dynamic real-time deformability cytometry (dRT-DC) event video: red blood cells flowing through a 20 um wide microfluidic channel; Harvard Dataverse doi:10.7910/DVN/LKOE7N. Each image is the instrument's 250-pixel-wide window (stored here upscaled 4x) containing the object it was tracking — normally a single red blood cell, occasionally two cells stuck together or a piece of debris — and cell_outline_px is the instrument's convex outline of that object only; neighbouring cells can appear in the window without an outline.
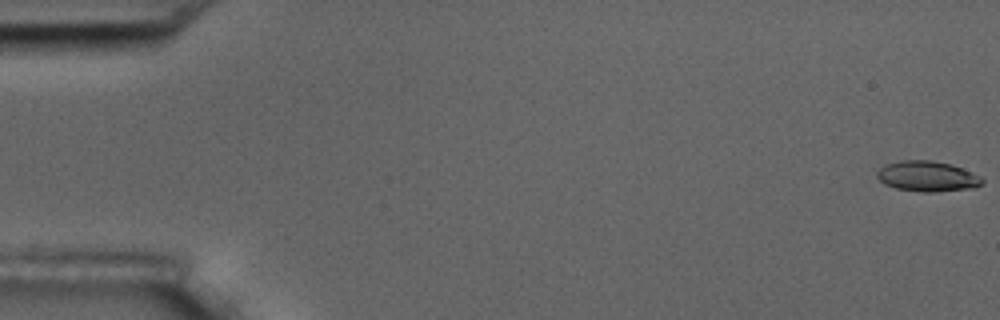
{"species": "common noctule bat (a hibernating species)", "species_latin": "Nyctalus noctula", "temperature_condition": "room temperature", "stored_images_in_passage": 6, "camera_frame_rate_fps": 3000, "um_per_image_px": 0.085, "animal": {"sex": "male", "body_mass_g": 17.5, "forearm_length_mm": 52.3}, "frame": {"image": 1, "passage_image": 1, "time_ms": 0.0, "image_size_px": [1000, 320], "cell_outline_px": [[984, 184], [976, 188], [936, 192], [920, 192], [896, 188], [884, 184], [876, 176], [876, 172], [880, 168], [888, 164], [900, 160], [932, 160], [948, 164], [960, 168], [980, 176], [984, 180]], "centroid_in_image_um": [78.83, 15.0], "position_along_channel_um": 6.2, "area_um2": 18.67}}
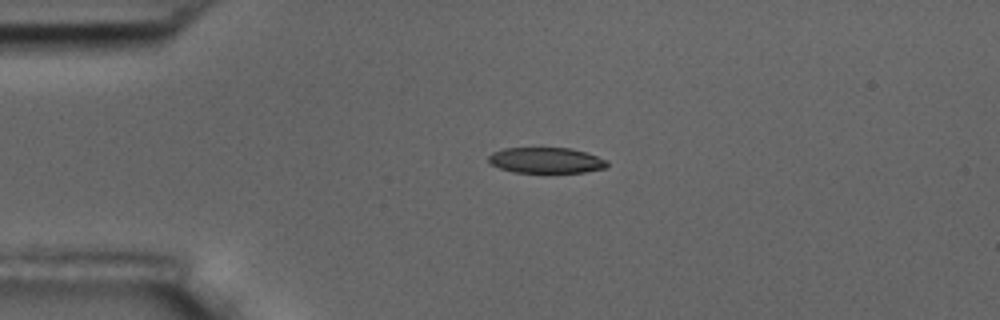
{"frame": {"image": 2, "passage_image": 5, "time_ms": 4.333, "image_size_px": [1000, 320], "cell_outline_px": [[608, 164], [604, 168], [584, 172], [512, 172], [488, 164], [488, 156], [492, 152], [504, 148], [572, 148], [608, 160]], "centroid_in_image_um": [46.37, 13.62], "position_along_channel_um": 38.6, "area_um2": 17.74}}